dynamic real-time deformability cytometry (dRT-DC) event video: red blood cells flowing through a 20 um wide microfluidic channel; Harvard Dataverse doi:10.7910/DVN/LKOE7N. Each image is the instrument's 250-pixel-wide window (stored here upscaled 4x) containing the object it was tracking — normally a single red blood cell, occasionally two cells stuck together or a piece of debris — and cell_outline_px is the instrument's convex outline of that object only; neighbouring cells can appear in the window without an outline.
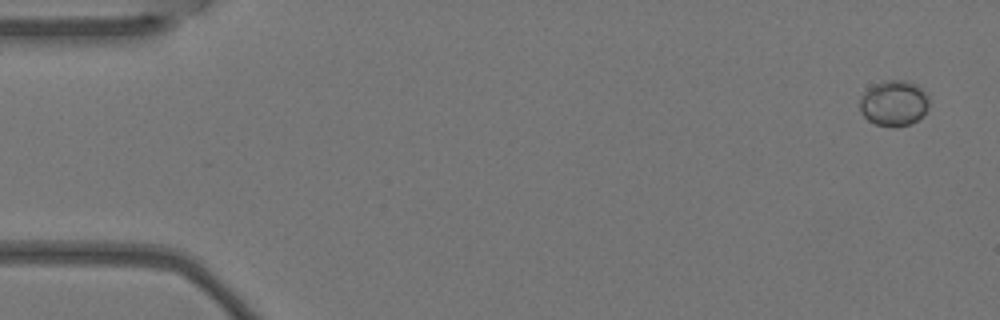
{"species": "Egyptian fruit bat (a non-hibernating species)", "species_latin": "Rousettus aegyptiacus", "temperature_condition": "warm", "stored_images_in_passage": 5, "camera_frame_rate_fps": 3000, "um_per_image_px": 0.085, "animal": {"sex": "female"}, "frame": {"image": 1, "passage_image": 1, "time_ms": 0.0, "image_size_px": [1000, 320], "cell_outline_px": [[928, 108], [912, 124], [896, 128], [888, 128], [876, 124], [868, 120], [860, 112], [860, 96], [868, 88], [884, 80], [904, 80], [916, 84], [928, 96]], "centroid_in_image_um": [75.95, 8.79], "position_along_channel_um": 9.0, "area_um2": 18.55}}
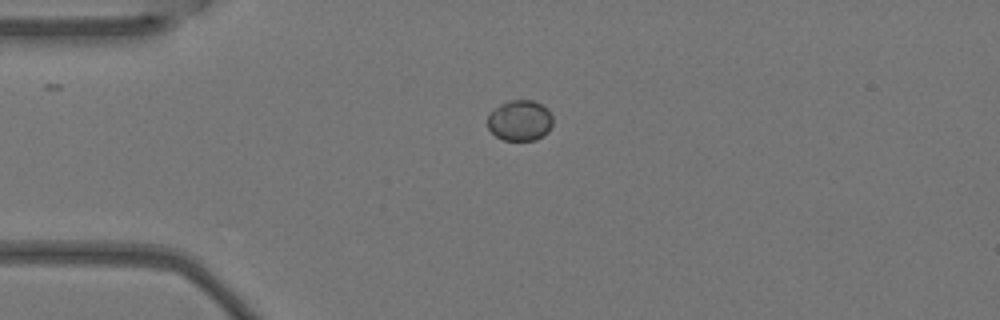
{"frame": {"image": 2, "passage_image": 4, "time_ms": 1.0, "image_size_px": [1000, 320], "cell_outline_px": [[552, 124], [548, 132], [536, 140], [504, 140], [496, 136], [488, 128], [488, 112], [500, 104], [508, 100], [532, 100], [548, 108], [552, 116]], "centroid_in_image_um": [44.18, 10.23], "position_along_channel_um": 40.8, "area_um2": 15.61}}